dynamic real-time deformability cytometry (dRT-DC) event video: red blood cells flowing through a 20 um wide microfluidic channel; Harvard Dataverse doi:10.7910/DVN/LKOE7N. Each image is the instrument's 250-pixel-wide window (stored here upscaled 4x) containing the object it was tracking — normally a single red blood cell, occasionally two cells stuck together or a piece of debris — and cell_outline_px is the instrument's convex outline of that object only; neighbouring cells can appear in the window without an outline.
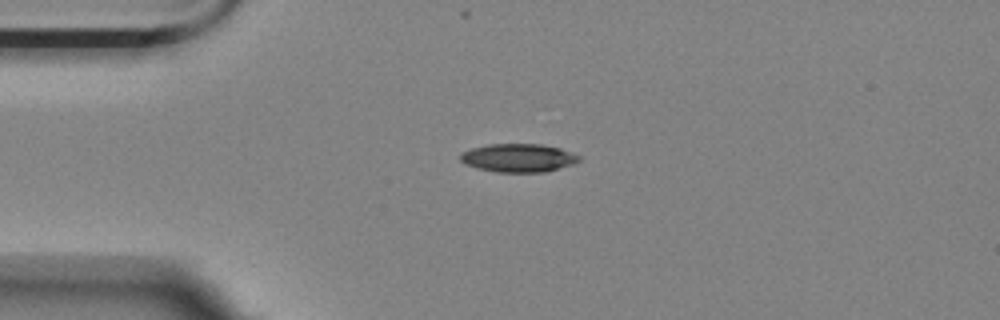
{"species": "Egyptian fruit bat (a non-hibernating species)", "species_latin": "Rousettus aegyptiacus", "temperature_condition": "room temperature", "stored_images_in_passage": 2, "camera_frame_rate_fps": 3000, "um_per_image_px": 0.085, "animal": {"sex": "female"}, "frame": {"image": 1, "passage_image": 1, "time_ms": 0.0, "image_size_px": [1000, 320], "cell_outline_px": [[580, 160], [572, 164], [544, 172], [496, 172], [476, 168], [464, 164], [460, 160], [460, 152], [472, 148], [488, 144], [540, 144], [560, 148], [580, 156]], "centroid_in_image_um": [44.01, 13.42], "position_along_channel_um": 41.0, "area_um2": 19.59}}